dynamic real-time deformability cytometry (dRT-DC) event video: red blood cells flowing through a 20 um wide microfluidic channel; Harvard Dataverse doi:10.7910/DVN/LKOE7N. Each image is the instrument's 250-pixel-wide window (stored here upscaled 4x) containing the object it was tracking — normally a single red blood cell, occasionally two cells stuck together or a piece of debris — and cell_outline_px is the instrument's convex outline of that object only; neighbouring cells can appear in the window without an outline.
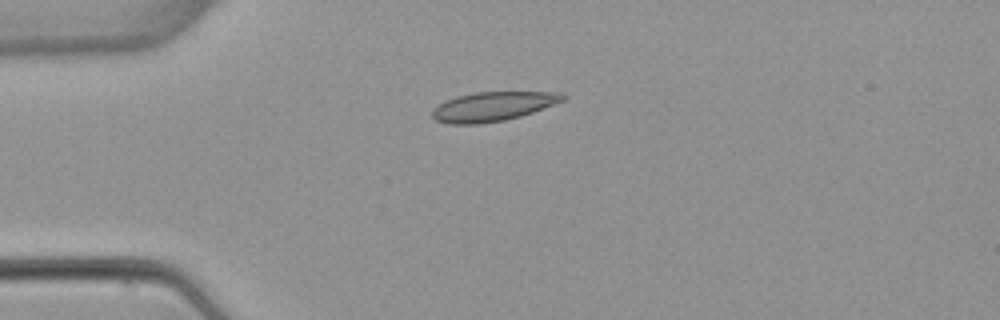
{"species": "common noctule bat (a hibernating species)", "species_latin": "Nyctalus noctula", "temperature_condition": "warm", "stored_images_in_passage": 1, "camera_frame_rate_fps": 3000, "um_per_image_px": 0.085, "animal": {"sex": "female", "body_mass_g": 22.7, "forearm_length_mm": 54.2}, "frame": {"image": 1, "passage_image": 1, "time_ms": 0.0, "image_size_px": [1000, 320], "cell_outline_px": [[568, 96], [564, 100], [532, 112], [520, 116], [504, 120], [480, 124], [448, 124], [436, 120], [432, 116], [432, 108], [444, 100], [456, 96], [476, 92], [564, 92]], "centroid_in_image_um": [41.87, 9.04], "position_along_channel_um": 43.1, "area_um2": 22.37}}